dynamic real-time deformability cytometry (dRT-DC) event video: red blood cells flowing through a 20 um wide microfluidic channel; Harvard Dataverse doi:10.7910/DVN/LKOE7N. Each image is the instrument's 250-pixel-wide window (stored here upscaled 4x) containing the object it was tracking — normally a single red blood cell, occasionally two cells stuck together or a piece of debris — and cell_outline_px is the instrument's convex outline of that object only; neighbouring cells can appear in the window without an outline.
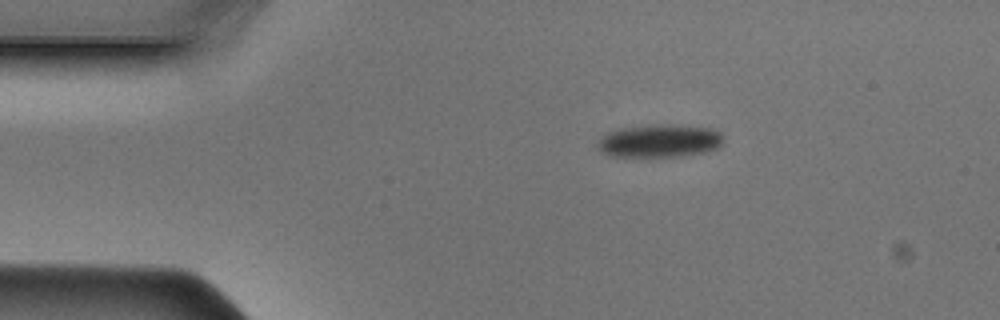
{"species": "Egyptian fruit bat (a non-hibernating species)", "species_latin": "Rousettus aegyptiacus", "temperature_condition": "cold", "stored_images_in_passage": 40, "camera_frame_rate_fps": 3000, "um_per_image_px": 0.085, "animal": {"sex": "male"}, "frame": {"image": 1, "passage_image": 1, "time_ms": 0.0, "image_size_px": [1000, 320], "cell_outline_px": [[724, 140], [716, 148], [704, 152], [680, 156], [612, 156], [604, 152], [596, 144], [608, 132], [624, 128], [664, 124], [676, 124], [716, 128], [724, 136]], "centroid_in_image_um": [56.16, 11.96], "position_along_channel_um": 28.8, "area_um2": 23.93}}
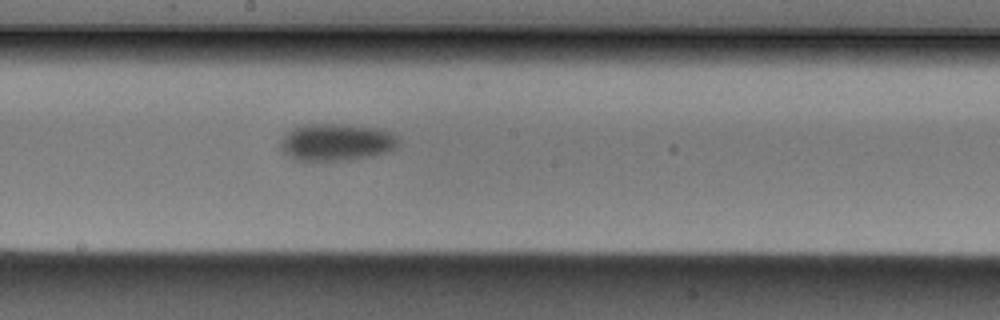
{"frame": {"image": 2, "passage_image": 18, "time_ms": 5.667, "image_size_px": [1000, 320], "cell_outline_px": [[400, 144], [396, 148], [388, 152], [372, 156], [348, 160], [304, 164], [288, 156], [280, 148], [280, 140], [292, 128], [304, 124], [352, 124], [384, 128], [400, 136]], "centroid_in_image_um": [28.63, 12.11], "position_along_channel_um": 219.6, "area_um2": 26.93}}
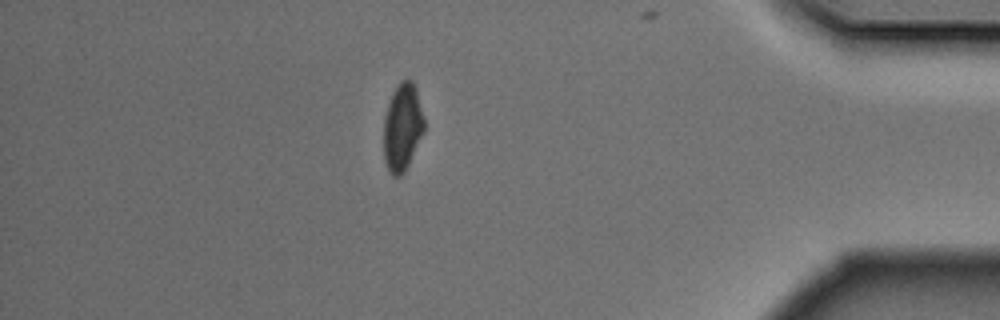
{"frame": {"image": 3, "passage_image": 34, "time_ms": 11.0, "image_size_px": [1000, 320], "cell_outline_px": [[424, 132], [404, 172], [400, 176], [392, 176], [388, 172], [384, 160], [384, 116], [388, 104], [400, 80], [412, 80], [416, 88], [424, 120]], "centroid_in_image_um": [34.2, 10.84], "position_along_channel_um": 401.0, "area_um2": 20.46}}